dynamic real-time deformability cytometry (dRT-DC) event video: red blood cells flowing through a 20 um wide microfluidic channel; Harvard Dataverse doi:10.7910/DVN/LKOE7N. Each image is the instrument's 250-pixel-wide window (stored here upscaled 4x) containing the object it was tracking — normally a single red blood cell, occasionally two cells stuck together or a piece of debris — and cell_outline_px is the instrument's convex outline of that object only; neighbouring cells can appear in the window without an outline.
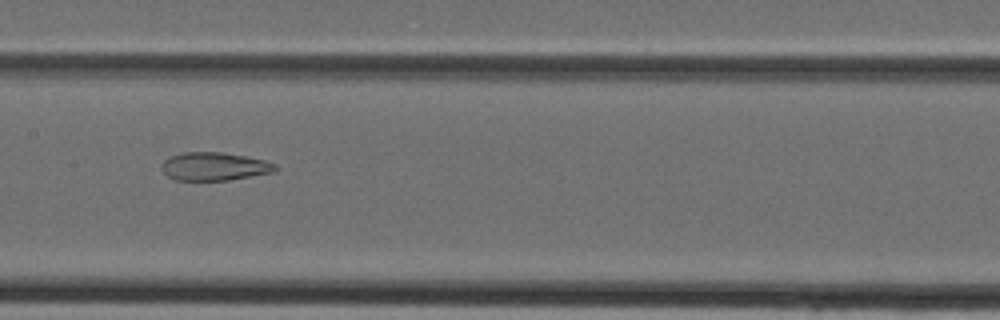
{"species": "Egyptian fruit bat (a non-hibernating species)", "species_latin": "Rousettus aegyptiacus", "temperature_condition": "cold", "stored_images_in_passage": 36, "camera_frame_rate_fps": 3000, "um_per_image_px": 0.085, "animal": {"sex": "female"}, "frame": {"image": 1, "passage_image": 19, "time_ms": 6.0, "image_size_px": [1000, 320], "cell_outline_px": [[276, 172], [228, 180], [176, 180], [168, 176], [160, 168], [160, 164], [164, 160], [172, 156], [184, 152], [220, 152], [244, 156], [264, 160], [276, 164]], "centroid_in_image_um": [18.21, 14.15], "position_along_channel_um": 189.2, "area_um2": 18.61}}
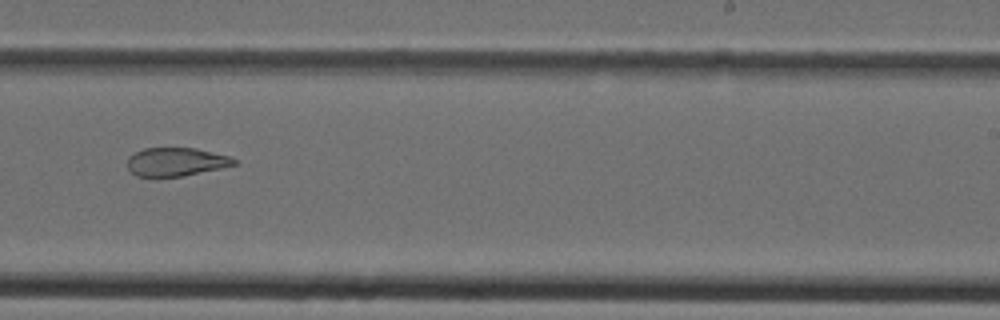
{"frame": {"image": 2, "passage_image": 24, "time_ms": 7.667, "image_size_px": [1000, 320], "cell_outline_px": [[236, 164], [220, 168], [184, 176], [136, 176], [128, 168], [128, 156], [144, 148], [196, 148], [228, 156], [236, 160]], "centroid_in_image_um": [14.94, 13.75], "position_along_channel_um": 274.1, "area_um2": 17.46}}
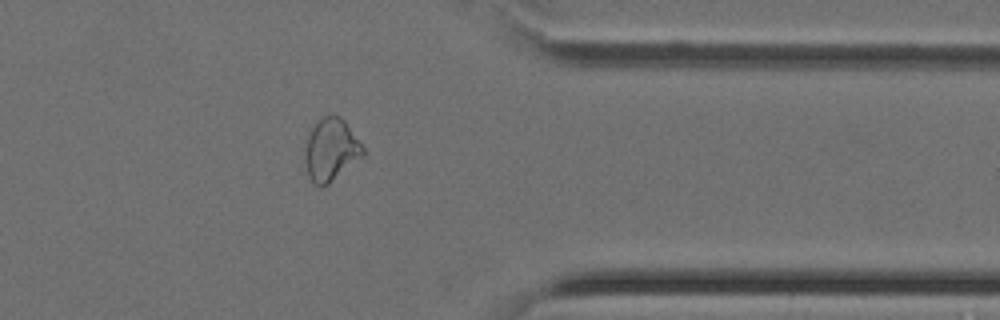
{"frame": {"image": 3, "passage_image": 31, "time_ms": 10.0, "image_size_px": [1000, 320], "cell_outline_px": [[364, 156], [328, 184], [320, 188], [308, 176], [304, 160], [304, 156], [308, 136], [312, 128], [324, 116], [340, 116], [344, 120], [364, 148]], "centroid_in_image_um": [28.13, 12.76], "position_along_channel_um": 383.3, "area_um2": 20.81}}